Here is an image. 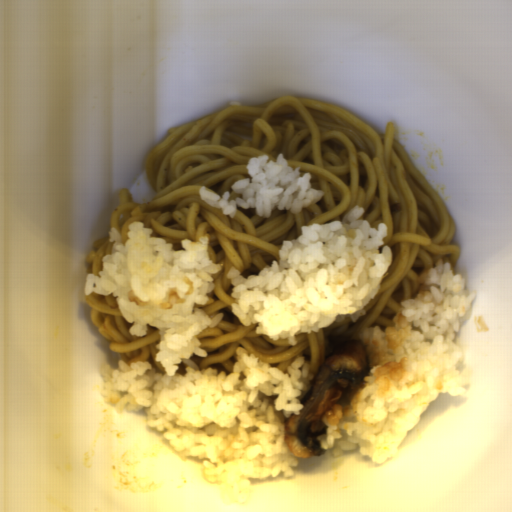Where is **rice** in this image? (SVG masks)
<instances>
[{
  "mask_svg": "<svg viewBox=\"0 0 512 512\" xmlns=\"http://www.w3.org/2000/svg\"><path fill=\"white\" fill-rule=\"evenodd\" d=\"M152 233L144 222L132 221L124 243L111 226L112 249L101 258L99 275L85 272L83 292L116 297L132 336L146 335L149 324L157 327L154 362L166 373L146 361L128 365L119 359L116 369L101 363L102 401L117 412L144 410L149 427L164 431L163 438L181 457L202 461L206 482L242 503L249 496V478L295 475L299 457L285 443L284 422L300 416V400L316 373L311 374L305 356L294 358L283 373L260 364L242 346L235 348L228 375L213 367L199 369L191 357L208 355L196 336L218 325L223 313L209 317L194 306L207 304L215 286L212 274L222 264L211 259L209 236L184 237L183 250H175L172 242Z\"/></svg>",
  "mask_w": 512,
  "mask_h": 512,
  "instance_id": "obj_1",
  "label": "rice"
},
{
  "mask_svg": "<svg viewBox=\"0 0 512 512\" xmlns=\"http://www.w3.org/2000/svg\"><path fill=\"white\" fill-rule=\"evenodd\" d=\"M418 280L417 294L401 302L391 328L367 326L358 338L366 344L371 373L349 401L324 413L327 431L317 439L335 458L358 448L378 464L396 459L440 393H466L470 366L458 368L462 354L454 339L476 291L448 261Z\"/></svg>",
  "mask_w": 512,
  "mask_h": 512,
  "instance_id": "obj_2",
  "label": "rice"
},
{
  "mask_svg": "<svg viewBox=\"0 0 512 512\" xmlns=\"http://www.w3.org/2000/svg\"><path fill=\"white\" fill-rule=\"evenodd\" d=\"M365 212L357 204L341 221L301 226L300 236L282 241L278 261L258 274L245 277L229 267L233 314L245 327L257 325L256 334L290 346L298 344L296 334L365 316L393 262V250L384 245L386 223L372 228L360 219Z\"/></svg>",
  "mask_w": 512,
  "mask_h": 512,
  "instance_id": "obj_3",
  "label": "rice"
},
{
  "mask_svg": "<svg viewBox=\"0 0 512 512\" xmlns=\"http://www.w3.org/2000/svg\"><path fill=\"white\" fill-rule=\"evenodd\" d=\"M268 154H260L248 159L246 171L251 176L244 177L231 185L234 194H241L230 201V192L224 191L222 197L207 187H199L198 194L207 205L221 209L222 214L234 220L237 205L244 209L254 208L259 217L270 219L272 211L290 210L299 213L302 209L315 204L324 196L325 191L311 187L310 172L300 176L301 167L289 166L279 153L276 160Z\"/></svg>",
  "mask_w": 512,
  "mask_h": 512,
  "instance_id": "obj_4",
  "label": "rice"
}]
</instances>
